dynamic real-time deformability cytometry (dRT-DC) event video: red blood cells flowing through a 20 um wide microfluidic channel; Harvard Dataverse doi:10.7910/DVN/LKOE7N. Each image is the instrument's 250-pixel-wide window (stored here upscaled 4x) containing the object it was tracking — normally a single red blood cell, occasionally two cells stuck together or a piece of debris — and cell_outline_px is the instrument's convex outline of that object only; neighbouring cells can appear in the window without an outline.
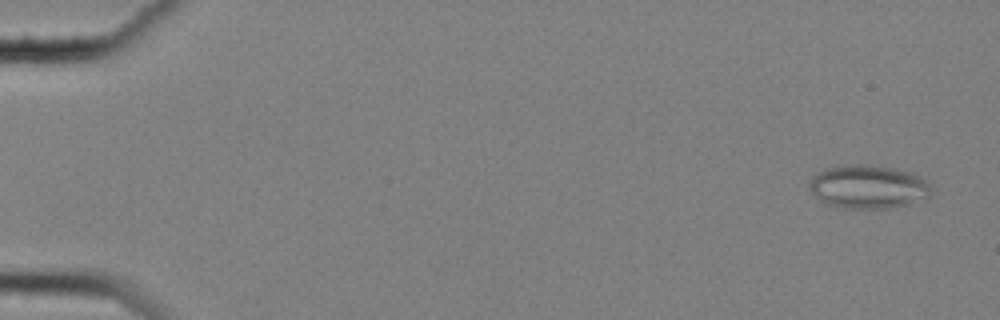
{"species": "common noctule bat (a hibernating species)", "species_latin": "Nyctalus noctula", "temperature_condition": "cold", "stored_images_in_passage": 59, "camera_frame_rate_fps": 3000, "um_per_image_px": 0.085, "animal": {"sex": "female", "body_mass_g": 25.1}, "frame": {"image": 1, "passage_image": 3, "time_ms": 0.667, "image_size_px": [1000, 320], "cell_outline_px": [[932, 188], [928, 196], [908, 204], [888, 208], [844, 208], [824, 204], [808, 188], [808, 184], [812, 176], [824, 168], [840, 164], [864, 164], [892, 168], [912, 172], [920, 176], [932, 184]], "centroid_in_image_um": [73.76, 15.86], "position_along_channel_um": 11.2, "area_um2": 31.21}}
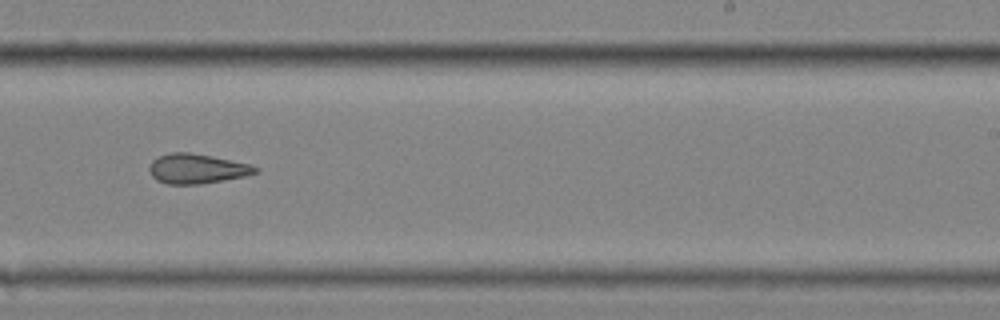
{"frame": {"image": 2, "passage_image": 38, "time_ms": 12.333, "image_size_px": [1000, 320], "cell_outline_px": [[260, 172], [244, 176], [200, 184], [168, 184], [156, 180], [152, 176], [148, 168], [152, 160], [160, 156], [172, 152], [188, 152], [212, 156], [248, 164], [260, 168]], "centroid_in_image_um": [16.73, 14.34], "position_along_channel_um": 272.3, "area_um2": 18.26}}
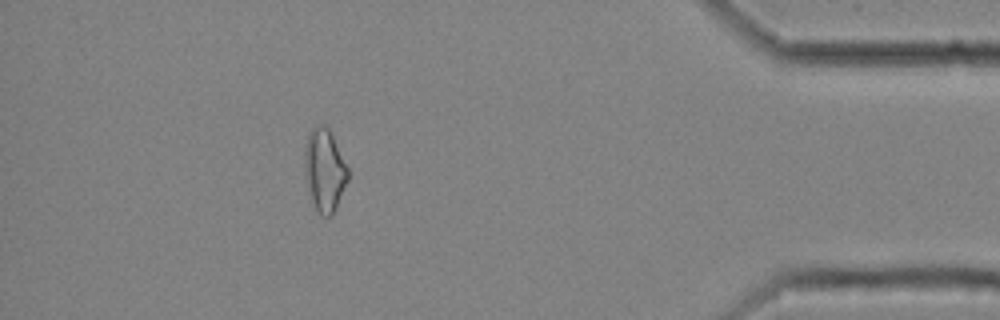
{"frame": {"image": 3, "passage_image": 53, "time_ms": 17.333, "image_size_px": [1000, 320], "cell_outline_px": [[348, 180], [336, 208], [328, 216], [324, 216], [316, 208], [312, 200], [304, 172], [304, 152], [308, 132], [312, 128], [320, 124], [324, 124], [328, 128], [348, 168]], "centroid_in_image_um": [27.57, 14.42], "position_along_channel_um": 407.6, "area_um2": 20.46}, "authors_computed_cell_mechanics": {"area_um2": 20.519, "velocity_mm_per_s": 3.5274, "shape_relaxation_time_tau1_ms": null, "shape_relaxation_time_tau2_ms": 4.542, "deformation_change_tau1": null, "deformation_change_tau2": 0.1382}}